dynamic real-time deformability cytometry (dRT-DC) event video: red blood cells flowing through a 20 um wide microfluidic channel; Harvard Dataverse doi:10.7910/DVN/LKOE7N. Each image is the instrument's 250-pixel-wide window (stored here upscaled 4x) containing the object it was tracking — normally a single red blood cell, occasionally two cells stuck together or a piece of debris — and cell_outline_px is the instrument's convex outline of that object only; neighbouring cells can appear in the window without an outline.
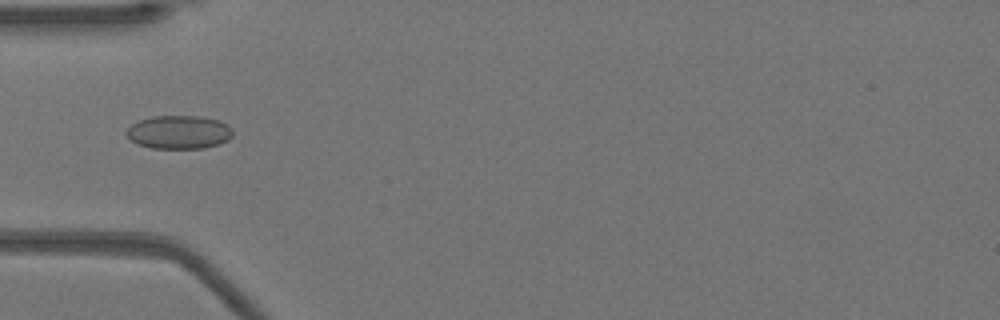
{"species": "Egyptian fruit bat (a non-hibernating species)", "species_latin": "Rousettus aegyptiacus", "temperature_condition": "warm", "stored_images_in_passage": 51, "camera_frame_rate_fps": 3000, "um_per_image_px": 0.085, "animal": {"sex": "female"}, "frame": {"image": 1, "passage_image": 16, "time_ms": 5.0, "image_size_px": [1000, 320], "cell_outline_px": [[232, 136], [228, 140], [220, 144], [204, 148], [152, 148], [136, 144], [124, 132], [132, 124], [140, 120], [156, 116], [200, 116], [220, 120], [228, 124], [232, 128]], "centroid_in_image_um": [15.24, 11.23], "position_along_channel_um": 69.8, "area_um2": 20.81}}
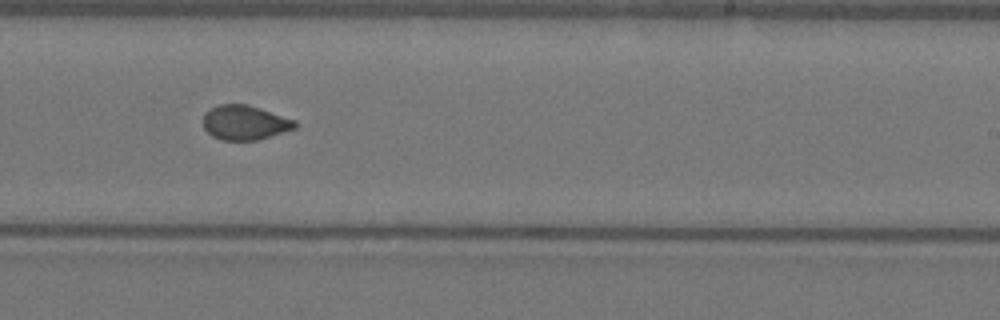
{"frame": {"image": 2, "passage_image": 31, "time_ms": 10.0, "image_size_px": [1000, 320], "cell_outline_px": [[296, 128], [256, 140], [220, 140], [212, 136], [204, 128], [204, 116], [212, 108], [220, 104], [248, 104], [296, 120]], "centroid_in_image_um": [20.82, 10.42], "position_along_channel_um": 268.2, "area_um2": 18.26}}
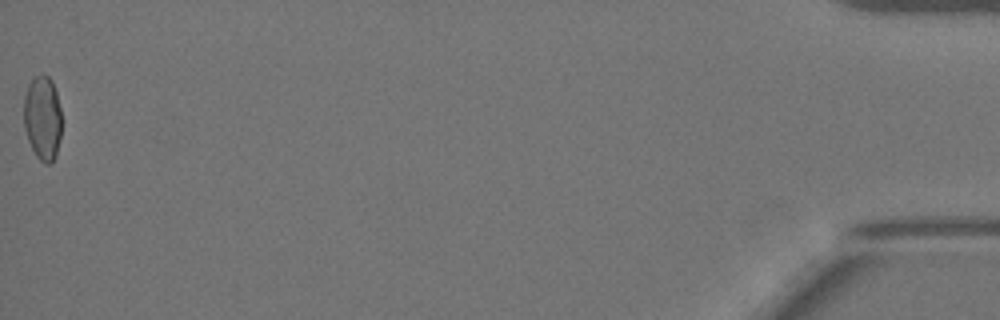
{"frame": {"image": 3, "passage_image": 51, "time_ms": 16.667, "image_size_px": [1000, 320], "cell_outline_px": [[60, 136], [56, 156], [52, 164], [44, 164], [36, 156], [28, 140], [24, 128], [24, 96], [28, 84], [36, 76], [48, 76], [52, 80], [56, 92], [60, 108]], "centroid_in_image_um": [3.61, 10.06], "position_along_channel_um": 431.6, "area_um2": 18.55}, "authors_computed_cell_mechanics": {"area_um2": 19.074, "velocity_mm_per_s": 3.9586, "shape_relaxation_time_tau1_ms": null, "shape_relaxation_time_tau2_ms": 1.1455, "deformation_change_tau1": null, "deformation_change_tau2": 0.0368}}